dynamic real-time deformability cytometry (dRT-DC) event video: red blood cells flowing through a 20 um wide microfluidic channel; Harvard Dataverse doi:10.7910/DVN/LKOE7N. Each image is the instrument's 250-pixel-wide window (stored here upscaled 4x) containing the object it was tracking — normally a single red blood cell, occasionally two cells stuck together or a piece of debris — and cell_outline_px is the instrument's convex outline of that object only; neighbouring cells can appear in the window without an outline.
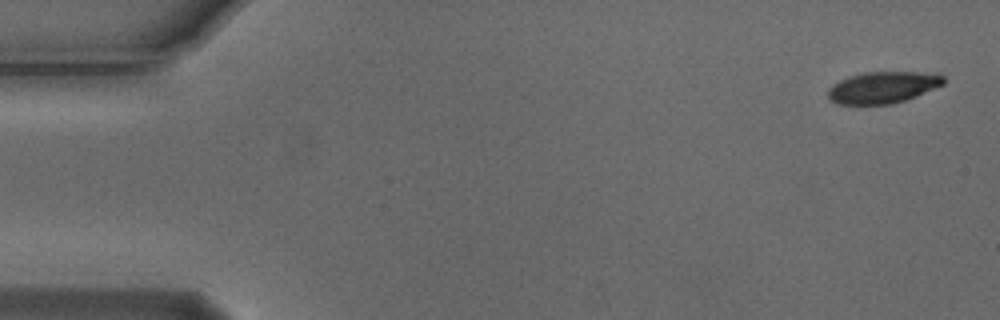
{"species": "Egyptian fruit bat (a non-hibernating species)", "species_latin": "Rousettus aegyptiacus", "temperature_condition": "cold", "stored_images_in_passage": 54, "camera_frame_rate_fps": 3000, "um_per_image_px": 0.085, "animal": {"sex": "male"}, "frame": {"image": 1, "passage_image": 1, "time_ms": 0.0, "image_size_px": [1000, 320], "cell_outline_px": [[944, 84], [916, 96], [892, 104], [836, 104], [828, 100], [828, 88], [832, 84], [840, 80], [864, 72], [940, 72], [944, 76]], "centroid_in_image_um": [75.06, 7.42], "position_along_channel_um": 9.9, "area_um2": 21.44}}
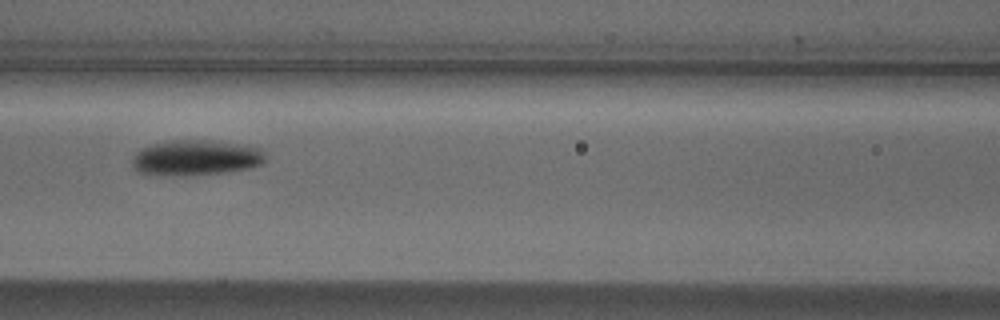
{"frame": {"image": 2, "passage_image": 23, "time_ms": 7.333, "image_size_px": [1000, 320], "cell_outline_px": [[264, 160], [260, 164], [248, 168], [224, 172], [184, 176], [140, 172], [132, 168], [132, 156], [140, 148], [152, 144], [168, 140], [212, 140], [260, 148], [264, 156]], "centroid_in_image_um": [16.58, 13.39], "position_along_channel_um": 150.0, "area_um2": 27.28}}
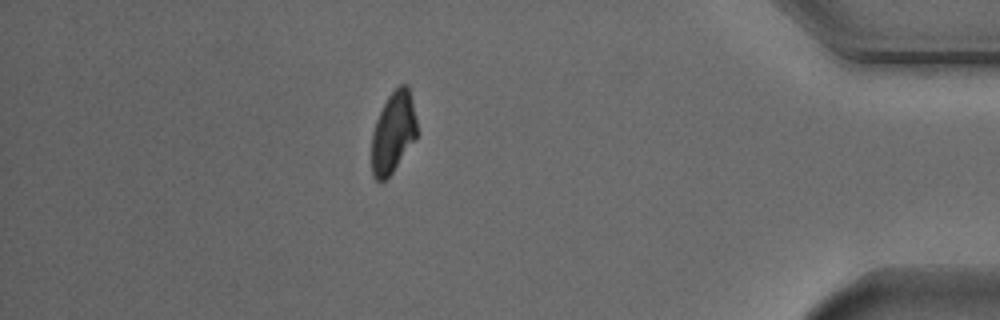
{"frame": {"image": 3, "passage_image": 47, "time_ms": 15.333, "image_size_px": [1000, 320], "cell_outline_px": [[416, 136], [392, 172], [384, 180], [376, 180], [372, 176], [372, 132], [376, 120], [388, 96], [400, 84], [408, 84], [412, 100], [416, 120]], "centroid_in_image_um": [33.4, 11.23], "position_along_channel_um": 401.8, "area_um2": 20.92}, "authors_computed_cell_mechanics": {"area_um2": 24.1315, "velocity_mm_per_s": 3.7181, "shape_relaxation_time_tau1_ms": 2.2035, "shape_relaxation_time_tau2_ms": null, "deformation_change_tau1": 0.1179, "deformation_change_tau2": null}}